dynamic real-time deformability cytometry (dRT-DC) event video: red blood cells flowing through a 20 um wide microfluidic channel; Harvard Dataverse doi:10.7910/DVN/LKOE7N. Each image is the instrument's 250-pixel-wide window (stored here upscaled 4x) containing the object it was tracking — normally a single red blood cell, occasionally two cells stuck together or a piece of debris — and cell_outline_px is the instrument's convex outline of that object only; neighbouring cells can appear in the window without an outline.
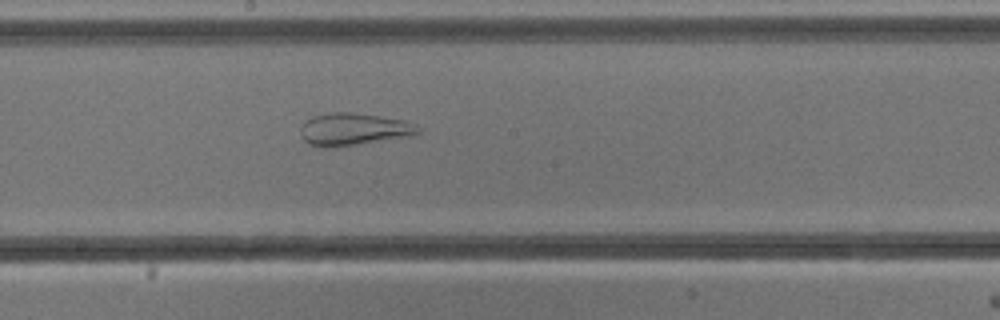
{"species": "common noctule bat (a hibernating species)", "species_latin": "Nyctalus noctula", "temperature_condition": "cold", "stored_images_in_passage": 54, "camera_frame_rate_fps": 3000, "um_per_image_px": 0.085, "animal": {"sex": "male", "body_mass_g": 13.3}, "frame": {"image": 1, "passage_image": 29, "time_ms": 9.333, "image_size_px": [1000, 320], "cell_outline_px": [[420, 132], [412, 136], [328, 148], [324, 148], [308, 144], [304, 140], [300, 132], [300, 128], [304, 120], [312, 116], [332, 112], [348, 112], [380, 116], [408, 120], [420, 128]], "centroid_in_image_um": [30.04, 10.98], "position_along_channel_um": 218.2, "area_um2": 22.31}}
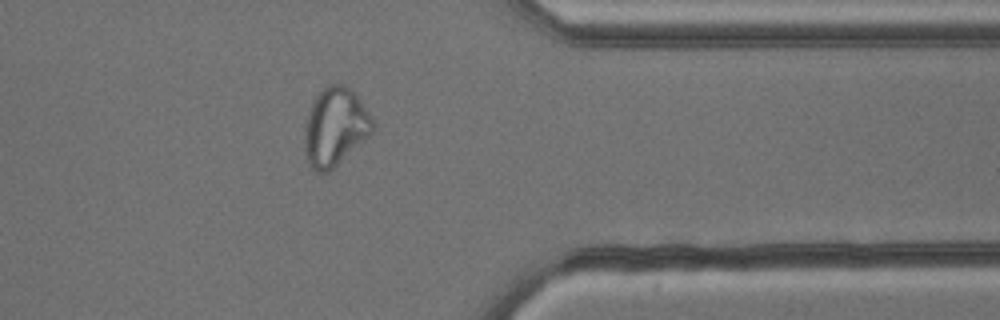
{"frame": {"image": 2, "passage_image": 43, "time_ms": 14.0, "image_size_px": [1000, 320], "cell_outline_px": [[372, 132], [368, 136], [328, 172], [316, 172], [308, 164], [304, 152], [304, 128], [308, 112], [312, 100], [324, 88], [332, 84], [344, 84], [360, 100], [368, 112], [372, 120]], "centroid_in_image_um": [28.42, 10.8], "position_along_channel_um": 383.0, "area_um2": 30.52}}
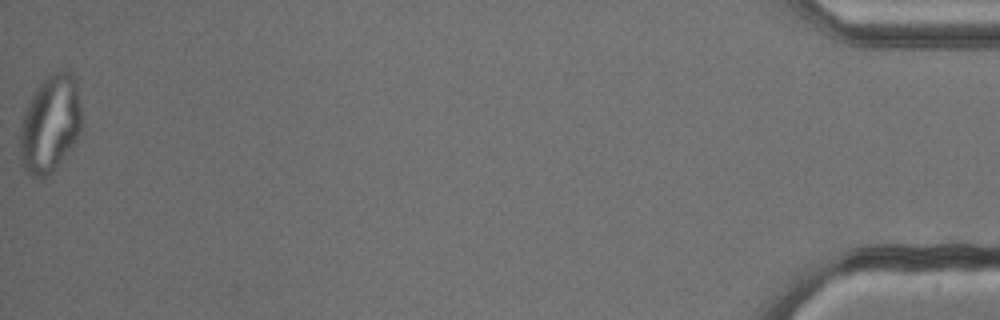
{"frame": {"image": 3, "passage_image": 54, "time_ms": 17.667, "image_size_px": [1000, 320], "cell_outline_px": [[84, 124], [76, 140], [60, 160], [44, 176], [32, 176], [20, 164], [20, 124], [24, 112], [36, 88], [44, 76], [52, 72], [72, 72], [76, 76]], "centroid_in_image_um": [4.28, 10.45], "position_along_channel_um": 430.9, "area_um2": 34.97}}